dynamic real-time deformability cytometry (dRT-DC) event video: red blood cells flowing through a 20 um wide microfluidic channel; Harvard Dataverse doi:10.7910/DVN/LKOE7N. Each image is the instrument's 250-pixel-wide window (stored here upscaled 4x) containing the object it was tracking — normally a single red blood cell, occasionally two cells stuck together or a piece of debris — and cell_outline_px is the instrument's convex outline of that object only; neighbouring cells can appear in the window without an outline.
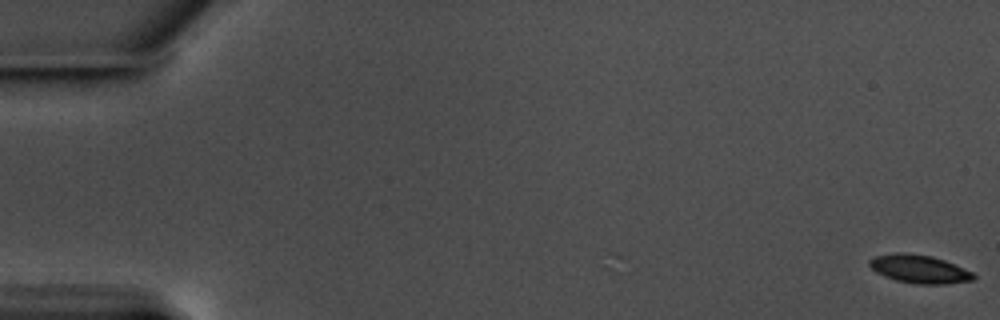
{"species": "common noctule bat (a hibernating species)", "species_latin": "Nyctalus noctula", "temperature_condition": "warm", "stored_images_in_passage": 6, "camera_frame_rate_fps": 3000, "um_per_image_px": 0.085, "animal": {"sex": "male", "body_mass_g": 17.5, "forearm_length_mm": 52.3}, "frame": {"image": 1, "passage_image": 1, "time_ms": 0.0, "image_size_px": [1000, 320], "cell_outline_px": [[976, 276], [972, 280], [944, 284], [916, 284], [896, 280], [884, 276], [876, 272], [868, 264], [868, 260], [872, 256], [896, 252], [908, 252], [932, 256], [944, 260], [972, 272]], "centroid_in_image_um": [78.08, 22.85], "position_along_channel_um": 6.9, "area_um2": 17.22}}